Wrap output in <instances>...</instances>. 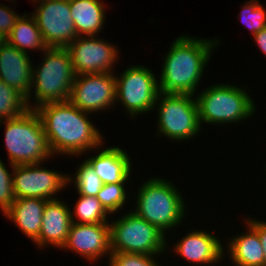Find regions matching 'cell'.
<instances>
[{
    "mask_svg": "<svg viewBox=\"0 0 266 266\" xmlns=\"http://www.w3.org/2000/svg\"><path fill=\"white\" fill-rule=\"evenodd\" d=\"M112 253H134L151 256L166 253L167 239L156 226L151 225L132 209L109 223Z\"/></svg>",
    "mask_w": 266,
    "mask_h": 266,
    "instance_id": "cell-7",
    "label": "cell"
},
{
    "mask_svg": "<svg viewBox=\"0 0 266 266\" xmlns=\"http://www.w3.org/2000/svg\"><path fill=\"white\" fill-rule=\"evenodd\" d=\"M79 165L74 174H68L70 175L68 182L75 185L77 194L96 197L103 186V182L85 159Z\"/></svg>",
    "mask_w": 266,
    "mask_h": 266,
    "instance_id": "cell-24",
    "label": "cell"
},
{
    "mask_svg": "<svg viewBox=\"0 0 266 266\" xmlns=\"http://www.w3.org/2000/svg\"><path fill=\"white\" fill-rule=\"evenodd\" d=\"M241 7L239 18L250 30L251 36L266 27V9L259 0H248Z\"/></svg>",
    "mask_w": 266,
    "mask_h": 266,
    "instance_id": "cell-27",
    "label": "cell"
},
{
    "mask_svg": "<svg viewBox=\"0 0 266 266\" xmlns=\"http://www.w3.org/2000/svg\"><path fill=\"white\" fill-rule=\"evenodd\" d=\"M97 37L78 36L66 47L75 75L114 73L119 50L114 43L99 38V35Z\"/></svg>",
    "mask_w": 266,
    "mask_h": 266,
    "instance_id": "cell-11",
    "label": "cell"
},
{
    "mask_svg": "<svg viewBox=\"0 0 266 266\" xmlns=\"http://www.w3.org/2000/svg\"><path fill=\"white\" fill-rule=\"evenodd\" d=\"M26 110V99L0 80V121L16 118Z\"/></svg>",
    "mask_w": 266,
    "mask_h": 266,
    "instance_id": "cell-25",
    "label": "cell"
},
{
    "mask_svg": "<svg viewBox=\"0 0 266 266\" xmlns=\"http://www.w3.org/2000/svg\"><path fill=\"white\" fill-rule=\"evenodd\" d=\"M43 163L30 165H14L13 191L16 199L38 198L57 199L54 196L67 188L68 174L47 169Z\"/></svg>",
    "mask_w": 266,
    "mask_h": 266,
    "instance_id": "cell-12",
    "label": "cell"
},
{
    "mask_svg": "<svg viewBox=\"0 0 266 266\" xmlns=\"http://www.w3.org/2000/svg\"><path fill=\"white\" fill-rule=\"evenodd\" d=\"M169 181L155 176L143 181L132 210L164 234L182 224L187 214L182 193Z\"/></svg>",
    "mask_w": 266,
    "mask_h": 266,
    "instance_id": "cell-4",
    "label": "cell"
},
{
    "mask_svg": "<svg viewBox=\"0 0 266 266\" xmlns=\"http://www.w3.org/2000/svg\"><path fill=\"white\" fill-rule=\"evenodd\" d=\"M253 38L261 53L266 56V27L254 34Z\"/></svg>",
    "mask_w": 266,
    "mask_h": 266,
    "instance_id": "cell-32",
    "label": "cell"
},
{
    "mask_svg": "<svg viewBox=\"0 0 266 266\" xmlns=\"http://www.w3.org/2000/svg\"><path fill=\"white\" fill-rule=\"evenodd\" d=\"M6 41V37H4L1 33H0V46Z\"/></svg>",
    "mask_w": 266,
    "mask_h": 266,
    "instance_id": "cell-33",
    "label": "cell"
},
{
    "mask_svg": "<svg viewBox=\"0 0 266 266\" xmlns=\"http://www.w3.org/2000/svg\"><path fill=\"white\" fill-rule=\"evenodd\" d=\"M116 78V102L125 109L130 118L138 114L150 113L155 108L159 94L158 80L152 70L145 65H133L122 71Z\"/></svg>",
    "mask_w": 266,
    "mask_h": 266,
    "instance_id": "cell-9",
    "label": "cell"
},
{
    "mask_svg": "<svg viewBox=\"0 0 266 266\" xmlns=\"http://www.w3.org/2000/svg\"><path fill=\"white\" fill-rule=\"evenodd\" d=\"M39 3L32 15L47 47L66 48L76 39L69 0H34Z\"/></svg>",
    "mask_w": 266,
    "mask_h": 266,
    "instance_id": "cell-10",
    "label": "cell"
},
{
    "mask_svg": "<svg viewBox=\"0 0 266 266\" xmlns=\"http://www.w3.org/2000/svg\"><path fill=\"white\" fill-rule=\"evenodd\" d=\"M35 110L53 156L78 157L104 145V136L88 118L91 113L82 111L70 101L46 103Z\"/></svg>",
    "mask_w": 266,
    "mask_h": 266,
    "instance_id": "cell-1",
    "label": "cell"
},
{
    "mask_svg": "<svg viewBox=\"0 0 266 266\" xmlns=\"http://www.w3.org/2000/svg\"><path fill=\"white\" fill-rule=\"evenodd\" d=\"M219 42L218 38L178 36L164 55L158 80L159 92L196 95L204 68Z\"/></svg>",
    "mask_w": 266,
    "mask_h": 266,
    "instance_id": "cell-2",
    "label": "cell"
},
{
    "mask_svg": "<svg viewBox=\"0 0 266 266\" xmlns=\"http://www.w3.org/2000/svg\"><path fill=\"white\" fill-rule=\"evenodd\" d=\"M20 17V14L13 9H10L9 6L0 3V33L7 37L11 30L14 27L17 19Z\"/></svg>",
    "mask_w": 266,
    "mask_h": 266,
    "instance_id": "cell-30",
    "label": "cell"
},
{
    "mask_svg": "<svg viewBox=\"0 0 266 266\" xmlns=\"http://www.w3.org/2000/svg\"><path fill=\"white\" fill-rule=\"evenodd\" d=\"M195 98L201 127L203 123H241L256 114L255 102L244 86L241 88L236 84L218 83L206 87Z\"/></svg>",
    "mask_w": 266,
    "mask_h": 266,
    "instance_id": "cell-6",
    "label": "cell"
},
{
    "mask_svg": "<svg viewBox=\"0 0 266 266\" xmlns=\"http://www.w3.org/2000/svg\"><path fill=\"white\" fill-rule=\"evenodd\" d=\"M48 200L38 198H19L3 213L13 221L18 229L34 243L40 234L42 217Z\"/></svg>",
    "mask_w": 266,
    "mask_h": 266,
    "instance_id": "cell-19",
    "label": "cell"
},
{
    "mask_svg": "<svg viewBox=\"0 0 266 266\" xmlns=\"http://www.w3.org/2000/svg\"><path fill=\"white\" fill-rule=\"evenodd\" d=\"M70 212L69 205L61 199L48 200L43 212L39 238L33 244L38 246V249L50 245L61 249L72 224Z\"/></svg>",
    "mask_w": 266,
    "mask_h": 266,
    "instance_id": "cell-17",
    "label": "cell"
},
{
    "mask_svg": "<svg viewBox=\"0 0 266 266\" xmlns=\"http://www.w3.org/2000/svg\"><path fill=\"white\" fill-rule=\"evenodd\" d=\"M62 249L73 251L93 263L102 259L104 255L110 257L112 252L109 224H77L72 222Z\"/></svg>",
    "mask_w": 266,
    "mask_h": 266,
    "instance_id": "cell-14",
    "label": "cell"
},
{
    "mask_svg": "<svg viewBox=\"0 0 266 266\" xmlns=\"http://www.w3.org/2000/svg\"><path fill=\"white\" fill-rule=\"evenodd\" d=\"M78 195L79 198L75 203L74 210L70 212L72 222L77 224H109V213L97 197Z\"/></svg>",
    "mask_w": 266,
    "mask_h": 266,
    "instance_id": "cell-23",
    "label": "cell"
},
{
    "mask_svg": "<svg viewBox=\"0 0 266 266\" xmlns=\"http://www.w3.org/2000/svg\"><path fill=\"white\" fill-rule=\"evenodd\" d=\"M173 252L180 255L187 262L194 265H217L219 261L225 259L223 242L213 235L212 232L202 230H192L180 241L174 243Z\"/></svg>",
    "mask_w": 266,
    "mask_h": 266,
    "instance_id": "cell-15",
    "label": "cell"
},
{
    "mask_svg": "<svg viewBox=\"0 0 266 266\" xmlns=\"http://www.w3.org/2000/svg\"><path fill=\"white\" fill-rule=\"evenodd\" d=\"M248 230L227 241L226 251L233 266H264V250L258 232L246 221Z\"/></svg>",
    "mask_w": 266,
    "mask_h": 266,
    "instance_id": "cell-20",
    "label": "cell"
},
{
    "mask_svg": "<svg viewBox=\"0 0 266 266\" xmlns=\"http://www.w3.org/2000/svg\"><path fill=\"white\" fill-rule=\"evenodd\" d=\"M77 36H98L106 20L102 0H69Z\"/></svg>",
    "mask_w": 266,
    "mask_h": 266,
    "instance_id": "cell-21",
    "label": "cell"
},
{
    "mask_svg": "<svg viewBox=\"0 0 266 266\" xmlns=\"http://www.w3.org/2000/svg\"><path fill=\"white\" fill-rule=\"evenodd\" d=\"M2 123L10 166L43 163L53 157L35 109H28L16 118L0 121V125Z\"/></svg>",
    "mask_w": 266,
    "mask_h": 266,
    "instance_id": "cell-5",
    "label": "cell"
},
{
    "mask_svg": "<svg viewBox=\"0 0 266 266\" xmlns=\"http://www.w3.org/2000/svg\"><path fill=\"white\" fill-rule=\"evenodd\" d=\"M29 52L15 48L7 41L0 46V80L28 98L32 84V67Z\"/></svg>",
    "mask_w": 266,
    "mask_h": 266,
    "instance_id": "cell-16",
    "label": "cell"
},
{
    "mask_svg": "<svg viewBox=\"0 0 266 266\" xmlns=\"http://www.w3.org/2000/svg\"><path fill=\"white\" fill-rule=\"evenodd\" d=\"M158 256L134 253H112L109 266H161L156 260Z\"/></svg>",
    "mask_w": 266,
    "mask_h": 266,
    "instance_id": "cell-28",
    "label": "cell"
},
{
    "mask_svg": "<svg viewBox=\"0 0 266 266\" xmlns=\"http://www.w3.org/2000/svg\"><path fill=\"white\" fill-rule=\"evenodd\" d=\"M42 53L40 66L32 67L31 91L26 99L28 109L46 103L66 102L71 96L75 73L68 50L48 47ZM31 99L33 103H30Z\"/></svg>",
    "mask_w": 266,
    "mask_h": 266,
    "instance_id": "cell-3",
    "label": "cell"
},
{
    "mask_svg": "<svg viewBox=\"0 0 266 266\" xmlns=\"http://www.w3.org/2000/svg\"><path fill=\"white\" fill-rule=\"evenodd\" d=\"M246 220L258 232L264 250V266H266V221L250 217L246 218Z\"/></svg>",
    "mask_w": 266,
    "mask_h": 266,
    "instance_id": "cell-31",
    "label": "cell"
},
{
    "mask_svg": "<svg viewBox=\"0 0 266 266\" xmlns=\"http://www.w3.org/2000/svg\"><path fill=\"white\" fill-rule=\"evenodd\" d=\"M126 184L128 183L103 184L96 196L109 214H116L128 202Z\"/></svg>",
    "mask_w": 266,
    "mask_h": 266,
    "instance_id": "cell-26",
    "label": "cell"
},
{
    "mask_svg": "<svg viewBox=\"0 0 266 266\" xmlns=\"http://www.w3.org/2000/svg\"><path fill=\"white\" fill-rule=\"evenodd\" d=\"M155 107L157 135L172 142H187L199 135L202 127L195 95L159 92Z\"/></svg>",
    "mask_w": 266,
    "mask_h": 266,
    "instance_id": "cell-8",
    "label": "cell"
},
{
    "mask_svg": "<svg viewBox=\"0 0 266 266\" xmlns=\"http://www.w3.org/2000/svg\"><path fill=\"white\" fill-rule=\"evenodd\" d=\"M115 91L114 73L75 75L69 101L84 112L99 113L115 106Z\"/></svg>",
    "mask_w": 266,
    "mask_h": 266,
    "instance_id": "cell-13",
    "label": "cell"
},
{
    "mask_svg": "<svg viewBox=\"0 0 266 266\" xmlns=\"http://www.w3.org/2000/svg\"><path fill=\"white\" fill-rule=\"evenodd\" d=\"M85 159L103 184L127 183L131 178L132 164L129 154L118 146H110Z\"/></svg>",
    "mask_w": 266,
    "mask_h": 266,
    "instance_id": "cell-18",
    "label": "cell"
},
{
    "mask_svg": "<svg viewBox=\"0 0 266 266\" xmlns=\"http://www.w3.org/2000/svg\"><path fill=\"white\" fill-rule=\"evenodd\" d=\"M6 41L23 52L28 49L41 52L48 48L32 14L20 15Z\"/></svg>",
    "mask_w": 266,
    "mask_h": 266,
    "instance_id": "cell-22",
    "label": "cell"
},
{
    "mask_svg": "<svg viewBox=\"0 0 266 266\" xmlns=\"http://www.w3.org/2000/svg\"><path fill=\"white\" fill-rule=\"evenodd\" d=\"M13 167L11 173L0 159V210L4 213L14 202L15 195L13 191Z\"/></svg>",
    "mask_w": 266,
    "mask_h": 266,
    "instance_id": "cell-29",
    "label": "cell"
}]
</instances>
